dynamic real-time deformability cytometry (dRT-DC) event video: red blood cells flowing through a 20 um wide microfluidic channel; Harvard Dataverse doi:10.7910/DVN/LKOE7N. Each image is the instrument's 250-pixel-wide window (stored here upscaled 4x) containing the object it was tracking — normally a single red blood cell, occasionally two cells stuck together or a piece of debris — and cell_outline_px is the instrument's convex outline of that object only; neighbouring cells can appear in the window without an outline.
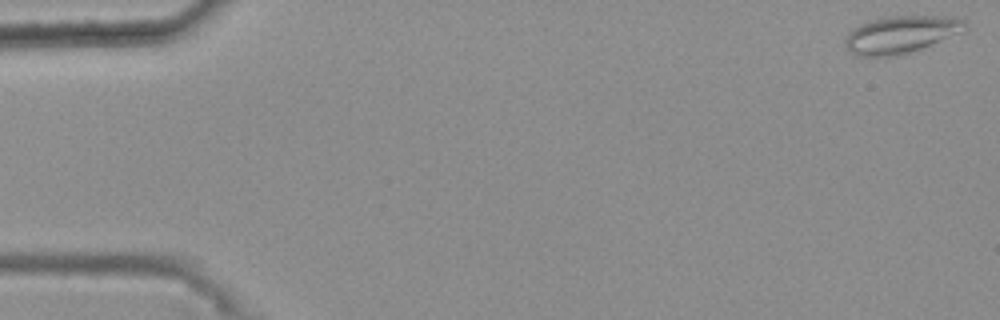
{"species": "common noctule bat (a hibernating species)", "species_latin": "Nyctalus noctula", "temperature_condition": "warm", "stored_images_in_passage": 50, "camera_frame_rate_fps": 3000, "um_per_image_px": 0.085, "animal": {"sex": "female", "body_mass_g": 25.1}, "frame": {"image": 1, "passage_image": 1, "time_ms": 0.0, "image_size_px": [1000, 320], "cell_outline_px": [[968, 28], [920, 48], [908, 52], [892, 56], [856, 56], [844, 44], [844, 36], [852, 28], [868, 20], [888, 16], [956, 16], [964, 20], [968, 24]], "centroid_in_image_um": [76.52, 2.9], "position_along_channel_um": 8.5, "area_um2": 25.89}}
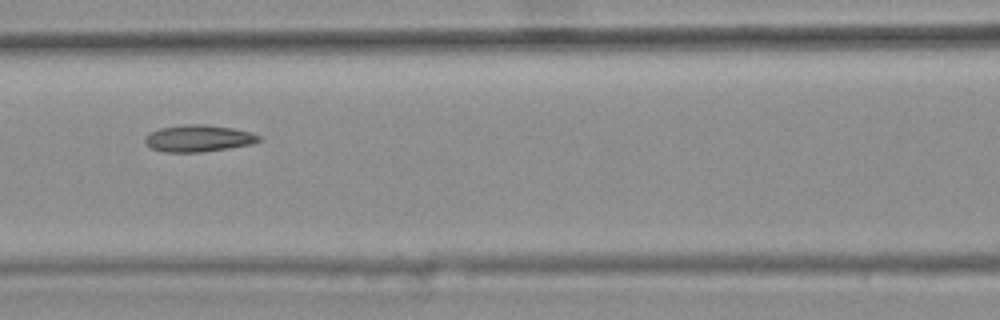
{"frame": {"image": 2, "passage_image": 24, "time_ms": 7.667, "image_size_px": [1000, 320], "cell_outline_px": [[264, 140], [252, 144], [228, 148], [200, 152], [164, 152], [152, 148], [144, 140], [144, 136], [160, 128], [184, 124], [204, 124], [232, 128], [252, 132], [260, 136]], "centroid_in_image_um": [16.91, 11.75], "position_along_channel_um": 149.7, "area_um2": 17.8}}
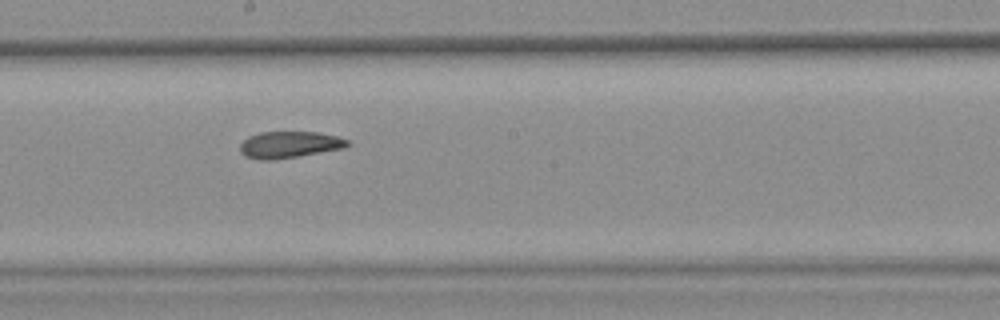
{"frame": {"image": 3, "passage_image": 30, "time_ms": 9.667, "image_size_px": [1000, 320], "cell_outline_px": [[352, 144], [344, 148], [272, 160], [260, 160], [244, 156], [240, 152], [240, 144], [248, 136], [260, 132], [316, 132], [336, 136], [348, 140]], "centroid_in_image_um": [24.57, 12.29], "position_along_channel_um": 223.6, "area_um2": 16.59}, "authors_computed_cell_mechanics": {"area_um2": 17.5134, "velocity_mm_per_s": 3.707, "shape_relaxation_time_tau1_ms": null, "shape_relaxation_time_tau2_ms": 3.9453, "deformation_change_tau1": null, "deformation_change_tau2": 0.1104}}